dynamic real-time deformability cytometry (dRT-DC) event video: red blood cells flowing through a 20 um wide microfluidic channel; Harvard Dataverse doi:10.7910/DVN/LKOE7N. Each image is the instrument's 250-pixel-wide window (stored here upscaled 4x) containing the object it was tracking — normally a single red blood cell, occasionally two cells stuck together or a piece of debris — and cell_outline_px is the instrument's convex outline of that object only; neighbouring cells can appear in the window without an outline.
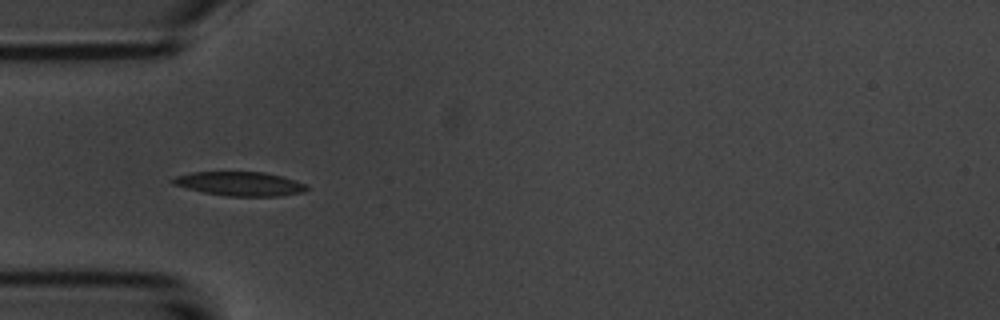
{"species": "common noctule bat (a hibernating species)", "species_latin": "Nyctalus noctula", "temperature_condition": "room temperature", "stored_images_in_passage": 9, "camera_frame_rate_fps": 3000, "um_per_image_px": 0.085, "animal": {"sex": "male", "body_mass_g": 20.1, "forearm_length_mm": 53.5}, "frame": {"image": 1, "passage_image": 3, "time_ms": 2.333, "image_size_px": [1000, 320], "cell_outline_px": [[308, 188], [304, 192], [280, 196], [224, 196], [204, 192], [172, 184], [168, 180], [176, 176], [192, 172], [264, 172], [280, 176], [304, 184]], "centroid_in_image_um": [20.34, 15.62], "position_along_channel_um": 64.7, "area_um2": 18.61}}
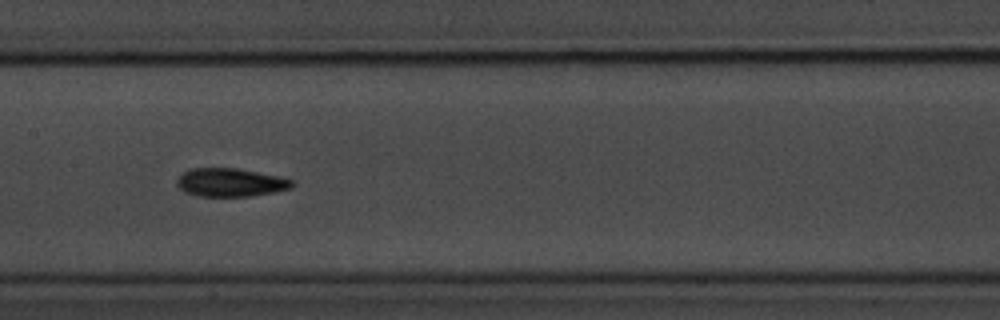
{"frame": {"image": 2, "passage_image": 6, "time_ms": 5.667, "image_size_px": [1000, 320], "cell_outline_px": [[296, 184], [292, 188], [252, 196], [196, 196], [184, 192], [176, 184], [176, 180], [188, 168], [236, 168], [280, 176], [296, 180]], "centroid_in_image_um": [19.62, 15.5], "position_along_channel_um": 187.8, "area_um2": 19.25}}
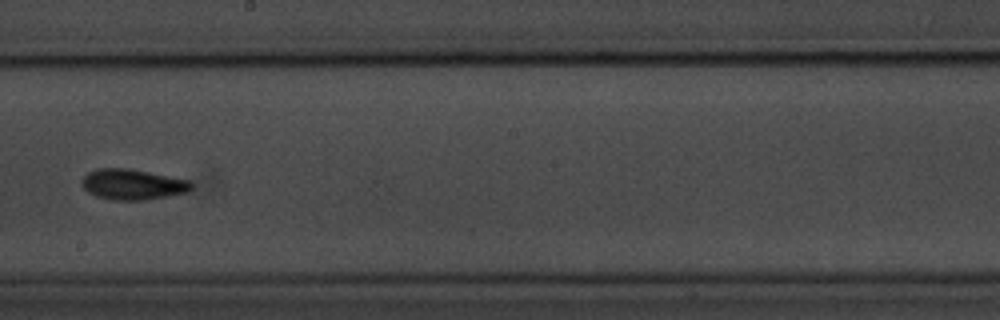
{"frame": {"image": 3, "passage_image": 7, "time_ms": 7.0, "image_size_px": [1000, 320], "cell_outline_px": [[192, 188], [188, 192], [168, 196], [144, 200], [112, 200], [96, 196], [88, 192], [80, 184], [80, 180], [88, 172], [96, 168], [128, 168], [192, 180]], "centroid_in_image_um": [11.27, 15.67], "position_along_channel_um": 236.9, "area_um2": 19.77}}